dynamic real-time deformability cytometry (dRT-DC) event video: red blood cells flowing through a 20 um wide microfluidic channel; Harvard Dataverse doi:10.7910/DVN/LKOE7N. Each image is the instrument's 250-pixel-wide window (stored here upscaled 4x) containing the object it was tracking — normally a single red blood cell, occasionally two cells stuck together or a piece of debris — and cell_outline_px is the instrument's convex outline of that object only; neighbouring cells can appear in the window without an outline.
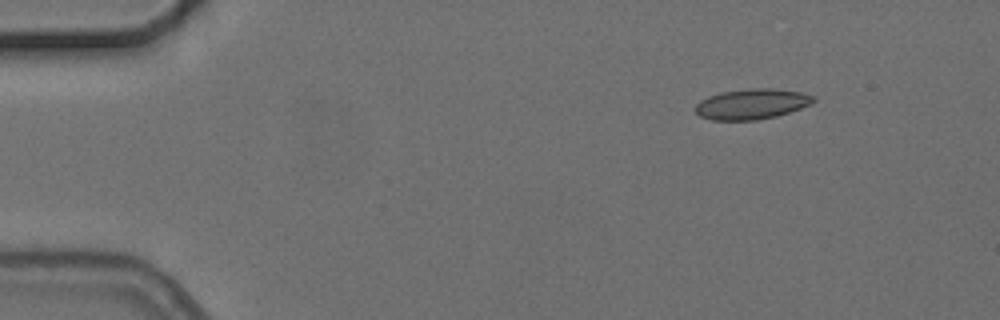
{"species": "common noctule bat (a hibernating species)", "species_latin": "Nyctalus noctula", "temperature_condition": "cold", "stored_images_in_passage": 3, "camera_frame_rate_fps": 3000, "um_per_image_px": 0.085, "animal": {"sex": "female", "body_mass_g": 24.6, "forearm_length_mm": 56.2}, "frame": {"image": 1, "passage_image": 1, "time_ms": 0.0, "image_size_px": [1000, 320], "cell_outline_px": [[816, 100], [800, 108], [776, 116], [756, 120], [712, 120], [700, 116], [696, 112], [696, 104], [700, 100], [708, 96], [720, 92], [752, 88], [772, 88], [800, 92], [816, 96]], "centroid_in_image_um": [63.88, 8.83], "position_along_channel_um": 21.1, "area_um2": 20.81}}